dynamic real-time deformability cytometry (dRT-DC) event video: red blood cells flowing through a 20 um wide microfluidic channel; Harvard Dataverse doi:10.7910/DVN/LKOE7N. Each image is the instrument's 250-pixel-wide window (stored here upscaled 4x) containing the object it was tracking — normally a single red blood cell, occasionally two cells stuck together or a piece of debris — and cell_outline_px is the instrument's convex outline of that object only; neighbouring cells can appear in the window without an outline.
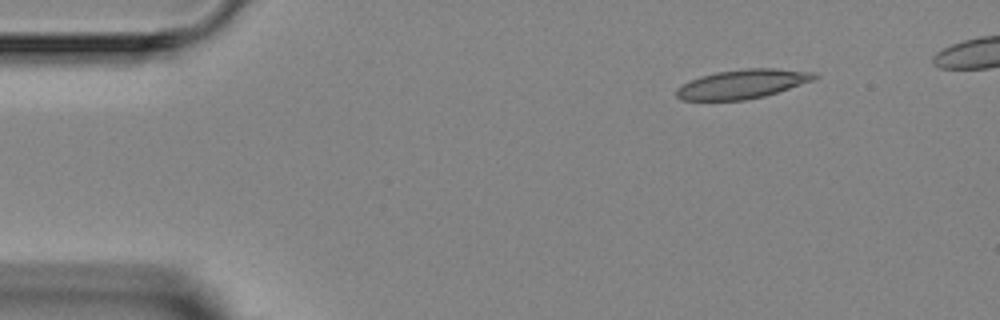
{"species": "Egyptian fruit bat (a non-hibernating species)", "species_latin": "Rousettus aegyptiacus", "temperature_condition": "room temperature", "stored_images_in_passage": 2, "camera_frame_rate_fps": 3000, "um_per_image_px": 0.085, "animal": {"sex": "female"}, "frame": {"image": 1, "passage_image": 2, "time_ms": 1.333, "image_size_px": [1000, 320], "cell_outline_px": [[820, 76], [816, 80], [764, 96], [744, 100], [680, 100], [676, 96], [676, 88], [680, 84], [700, 76], [716, 72], [748, 68], [776, 68], [816, 72]], "centroid_in_image_um": [63.13, 7.13], "position_along_channel_um": 21.9, "area_um2": 23.64}}